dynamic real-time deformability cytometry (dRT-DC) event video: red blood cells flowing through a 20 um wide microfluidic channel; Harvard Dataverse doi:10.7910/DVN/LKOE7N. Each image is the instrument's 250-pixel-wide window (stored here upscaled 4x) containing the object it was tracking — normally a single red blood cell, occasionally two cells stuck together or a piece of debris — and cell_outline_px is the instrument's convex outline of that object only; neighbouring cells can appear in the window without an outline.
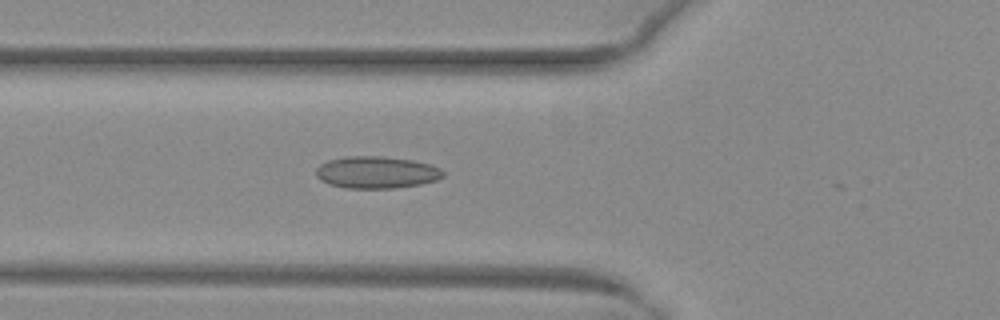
{"species": "common noctule bat (a hibernating species)", "species_latin": "Nyctalus noctula", "temperature_condition": "warm", "stored_images_in_passage": 18, "camera_frame_rate_fps": 3000, "um_per_image_px": 0.085, "animal": {"sex": "female", "body_mass_g": 29.2, "forearm_length_mm": 56.3}, "frame": {"image": 1, "passage_image": 12, "time_ms": 3.667, "image_size_px": [1000, 320], "cell_outline_px": [[444, 176], [436, 180], [420, 184], [392, 188], [344, 188], [328, 184], [320, 180], [316, 176], [316, 168], [320, 164], [328, 160], [344, 156], [380, 156], [412, 160], [428, 164], [440, 168], [444, 172]], "centroid_in_image_um": [31.96, 14.65], "position_along_channel_um": 93.8, "area_um2": 23.76}}
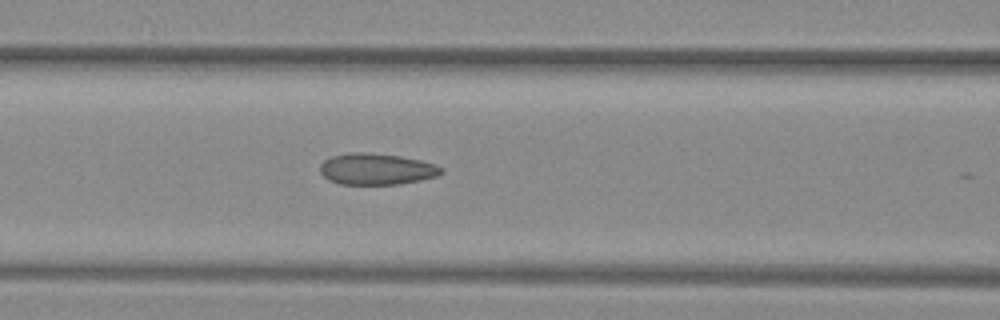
{"frame": {"image": 2, "passage_image": 15, "time_ms": 4.667, "image_size_px": [1000, 320], "cell_outline_px": [[444, 172], [436, 176], [420, 180], [400, 184], [340, 184], [328, 180], [320, 172], [320, 164], [324, 160], [332, 156], [348, 152], [364, 152], [400, 156], [420, 160], [436, 164], [444, 168]], "centroid_in_image_um": [32.0, 14.37], "position_along_channel_um": 134.6, "area_um2": 22.25}}